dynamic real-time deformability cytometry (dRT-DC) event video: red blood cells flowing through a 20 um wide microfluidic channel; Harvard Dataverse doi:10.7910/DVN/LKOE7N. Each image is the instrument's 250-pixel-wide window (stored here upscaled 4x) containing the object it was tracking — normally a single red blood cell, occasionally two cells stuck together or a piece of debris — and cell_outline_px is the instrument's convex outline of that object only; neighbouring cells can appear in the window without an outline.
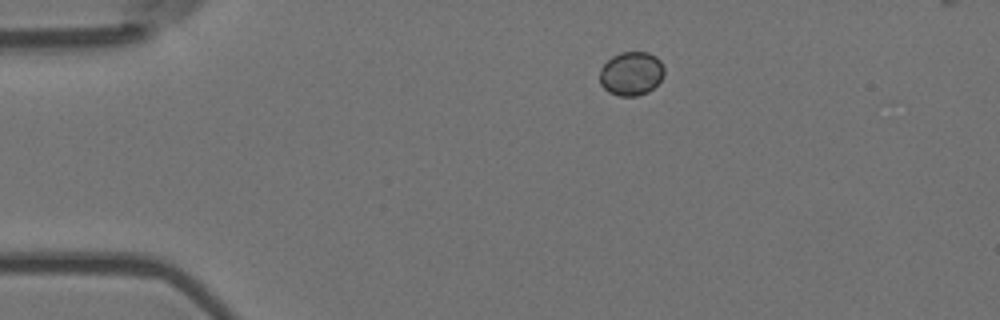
{"species": "Egyptian fruit bat (a non-hibernating species)", "species_latin": "Rousettus aegyptiacus", "temperature_condition": "room temperature", "stored_images_in_passage": 46, "camera_frame_rate_fps": 3000, "um_per_image_px": 0.085, "animal": {"sex": "female"}, "frame": {"image": 1, "passage_image": 1, "time_ms": 0.0, "image_size_px": [1000, 320], "cell_outline_px": [[664, 76], [648, 92], [636, 96], [620, 96], [608, 92], [600, 84], [600, 68], [612, 56], [620, 52], [648, 52], [656, 56], [660, 60], [664, 68]], "centroid_in_image_um": [53.65, 6.25], "position_along_channel_um": 31.3, "area_um2": 16.53}}
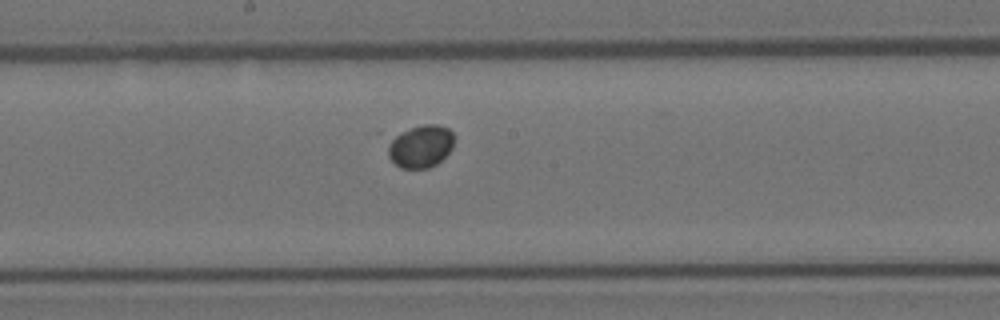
{"frame": {"image": 2, "passage_image": 20, "time_ms": 6.333, "image_size_px": [1000, 320], "cell_outline_px": [[456, 136], [452, 148], [436, 164], [428, 168], [400, 168], [388, 156], [384, 136], [424, 124], [436, 124], [448, 128]], "centroid_in_image_um": [35.67, 12.4], "position_along_channel_um": 212.5, "area_um2": 17.11}}
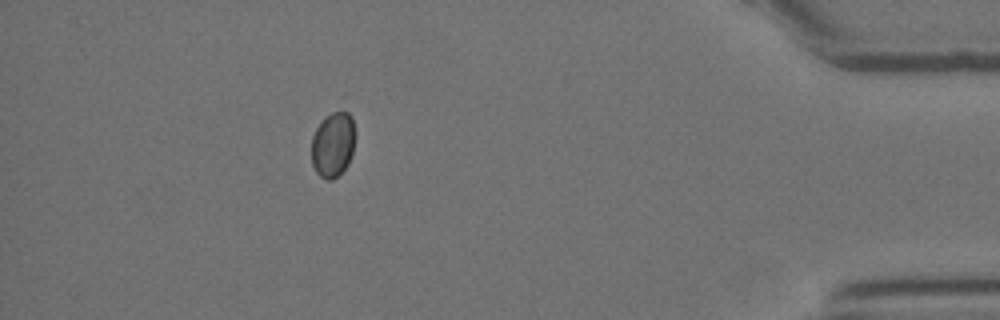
{"frame": {"image": 3, "passage_image": 40, "time_ms": 13.0, "image_size_px": [1000, 320], "cell_outline_px": [[352, 152], [348, 164], [332, 180], [324, 180], [316, 172], [312, 164], [312, 136], [316, 128], [324, 116], [332, 112], [348, 112], [352, 116]], "centroid_in_image_um": [28.25, 12.29], "position_along_channel_um": 407.0, "area_um2": 16.18}}